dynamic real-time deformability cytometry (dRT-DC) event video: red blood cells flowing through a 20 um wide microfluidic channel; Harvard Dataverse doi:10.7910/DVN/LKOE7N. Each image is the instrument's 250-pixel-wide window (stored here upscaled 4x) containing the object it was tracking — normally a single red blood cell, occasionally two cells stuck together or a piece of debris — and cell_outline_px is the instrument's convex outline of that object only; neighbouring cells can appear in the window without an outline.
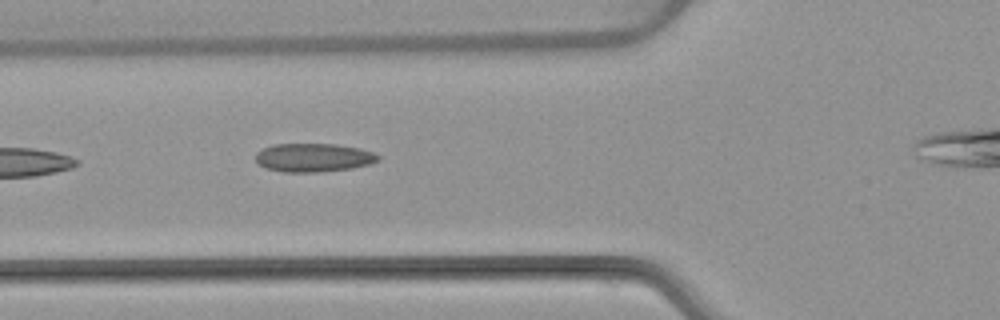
{"species": "common noctule bat (a hibernating species)", "species_latin": "Nyctalus noctula", "temperature_condition": "warm", "stored_images_in_passage": 5, "camera_frame_rate_fps": 3000, "um_per_image_px": 0.085, "animal": {"sex": "female", "body_mass_g": 22.7, "forearm_length_mm": 54.2}, "frame": {"image": 1, "passage_image": 2, "time_ms": 1.0, "image_size_px": [1000, 320], "cell_outline_px": [[380, 160], [368, 164], [352, 168], [320, 172], [284, 172], [264, 168], [256, 160], [256, 152], [272, 144], [336, 144], [360, 148], [372, 152], [380, 156]], "centroid_in_image_um": [26.64, 13.39], "position_along_channel_um": 99.2, "area_um2": 20.4}}